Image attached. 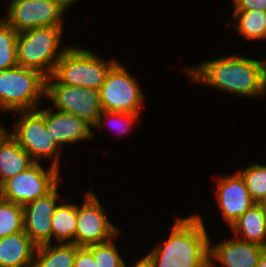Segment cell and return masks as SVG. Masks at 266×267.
Returning a JSON list of instances; mask_svg holds the SVG:
<instances>
[{"instance_id": "obj_1", "label": "cell", "mask_w": 266, "mask_h": 267, "mask_svg": "<svg viewBox=\"0 0 266 267\" xmlns=\"http://www.w3.org/2000/svg\"><path fill=\"white\" fill-rule=\"evenodd\" d=\"M193 82H203L232 94L253 97L266 92V61L241 56H223L187 68ZM265 91V92H264Z\"/></svg>"}, {"instance_id": "obj_2", "label": "cell", "mask_w": 266, "mask_h": 267, "mask_svg": "<svg viewBox=\"0 0 266 267\" xmlns=\"http://www.w3.org/2000/svg\"><path fill=\"white\" fill-rule=\"evenodd\" d=\"M203 219L199 215L178 218L170 236L149 254L153 267H209V243Z\"/></svg>"}, {"instance_id": "obj_3", "label": "cell", "mask_w": 266, "mask_h": 267, "mask_svg": "<svg viewBox=\"0 0 266 267\" xmlns=\"http://www.w3.org/2000/svg\"><path fill=\"white\" fill-rule=\"evenodd\" d=\"M62 26H47L18 33L17 62L19 66L35 69L46 77L53 74L64 50H59ZM58 52V53H57Z\"/></svg>"}, {"instance_id": "obj_4", "label": "cell", "mask_w": 266, "mask_h": 267, "mask_svg": "<svg viewBox=\"0 0 266 267\" xmlns=\"http://www.w3.org/2000/svg\"><path fill=\"white\" fill-rule=\"evenodd\" d=\"M46 76L22 66L0 70V110H37L38 101L45 96Z\"/></svg>"}, {"instance_id": "obj_5", "label": "cell", "mask_w": 266, "mask_h": 267, "mask_svg": "<svg viewBox=\"0 0 266 267\" xmlns=\"http://www.w3.org/2000/svg\"><path fill=\"white\" fill-rule=\"evenodd\" d=\"M117 61L105 62L90 50L67 47L58 60L52 79L60 84L99 91L110 68Z\"/></svg>"}, {"instance_id": "obj_6", "label": "cell", "mask_w": 266, "mask_h": 267, "mask_svg": "<svg viewBox=\"0 0 266 267\" xmlns=\"http://www.w3.org/2000/svg\"><path fill=\"white\" fill-rule=\"evenodd\" d=\"M20 120L14 125V133L10 134L25 149L35 162L42 158H53L52 166L60 170L61 148L51 139L49 130L45 128V108L32 111H17ZM60 148V149H59Z\"/></svg>"}, {"instance_id": "obj_7", "label": "cell", "mask_w": 266, "mask_h": 267, "mask_svg": "<svg viewBox=\"0 0 266 267\" xmlns=\"http://www.w3.org/2000/svg\"><path fill=\"white\" fill-rule=\"evenodd\" d=\"M52 75L46 77L45 96L52 101L56 110L78 116L91 127H95L103 108L99 91L76 86L60 84Z\"/></svg>"}, {"instance_id": "obj_8", "label": "cell", "mask_w": 266, "mask_h": 267, "mask_svg": "<svg viewBox=\"0 0 266 267\" xmlns=\"http://www.w3.org/2000/svg\"><path fill=\"white\" fill-rule=\"evenodd\" d=\"M59 181V169L49 166L45 171L39 162L18 173L0 186L1 198L20 206L51 192Z\"/></svg>"}, {"instance_id": "obj_9", "label": "cell", "mask_w": 266, "mask_h": 267, "mask_svg": "<svg viewBox=\"0 0 266 267\" xmlns=\"http://www.w3.org/2000/svg\"><path fill=\"white\" fill-rule=\"evenodd\" d=\"M99 96L103 110L110 112L139 114L144 101L138 83L118 61L108 71Z\"/></svg>"}, {"instance_id": "obj_10", "label": "cell", "mask_w": 266, "mask_h": 267, "mask_svg": "<svg viewBox=\"0 0 266 267\" xmlns=\"http://www.w3.org/2000/svg\"><path fill=\"white\" fill-rule=\"evenodd\" d=\"M67 11L55 0H12L8 14L2 17L18 33L47 26H63Z\"/></svg>"}, {"instance_id": "obj_11", "label": "cell", "mask_w": 266, "mask_h": 267, "mask_svg": "<svg viewBox=\"0 0 266 267\" xmlns=\"http://www.w3.org/2000/svg\"><path fill=\"white\" fill-rule=\"evenodd\" d=\"M84 197L82 206L77 205L76 245L87 247L115 238L118 228L107 219L96 195L90 191Z\"/></svg>"}, {"instance_id": "obj_12", "label": "cell", "mask_w": 266, "mask_h": 267, "mask_svg": "<svg viewBox=\"0 0 266 267\" xmlns=\"http://www.w3.org/2000/svg\"><path fill=\"white\" fill-rule=\"evenodd\" d=\"M58 185L47 195L37 198L23 206L24 232L37 245L51 243V218L57 206Z\"/></svg>"}, {"instance_id": "obj_13", "label": "cell", "mask_w": 266, "mask_h": 267, "mask_svg": "<svg viewBox=\"0 0 266 267\" xmlns=\"http://www.w3.org/2000/svg\"><path fill=\"white\" fill-rule=\"evenodd\" d=\"M217 186L216 196L223 219L231 226L255 202L246 188L244 179L238 172L228 177L225 176V178H219Z\"/></svg>"}, {"instance_id": "obj_14", "label": "cell", "mask_w": 266, "mask_h": 267, "mask_svg": "<svg viewBox=\"0 0 266 267\" xmlns=\"http://www.w3.org/2000/svg\"><path fill=\"white\" fill-rule=\"evenodd\" d=\"M266 247L253 242L239 240L236 236L228 241L209 243V267L217 261L225 267H257Z\"/></svg>"}, {"instance_id": "obj_15", "label": "cell", "mask_w": 266, "mask_h": 267, "mask_svg": "<svg viewBox=\"0 0 266 267\" xmlns=\"http://www.w3.org/2000/svg\"><path fill=\"white\" fill-rule=\"evenodd\" d=\"M45 128L58 147L94 137L92 127L83 119L59 110L53 112L50 107L45 109Z\"/></svg>"}, {"instance_id": "obj_16", "label": "cell", "mask_w": 266, "mask_h": 267, "mask_svg": "<svg viewBox=\"0 0 266 267\" xmlns=\"http://www.w3.org/2000/svg\"><path fill=\"white\" fill-rule=\"evenodd\" d=\"M36 248L24 230L0 238V267H32Z\"/></svg>"}, {"instance_id": "obj_17", "label": "cell", "mask_w": 266, "mask_h": 267, "mask_svg": "<svg viewBox=\"0 0 266 267\" xmlns=\"http://www.w3.org/2000/svg\"><path fill=\"white\" fill-rule=\"evenodd\" d=\"M34 163L29 153L7 133L0 141V186Z\"/></svg>"}, {"instance_id": "obj_18", "label": "cell", "mask_w": 266, "mask_h": 267, "mask_svg": "<svg viewBox=\"0 0 266 267\" xmlns=\"http://www.w3.org/2000/svg\"><path fill=\"white\" fill-rule=\"evenodd\" d=\"M230 227L237 238L266 247V206L255 203Z\"/></svg>"}, {"instance_id": "obj_19", "label": "cell", "mask_w": 266, "mask_h": 267, "mask_svg": "<svg viewBox=\"0 0 266 267\" xmlns=\"http://www.w3.org/2000/svg\"><path fill=\"white\" fill-rule=\"evenodd\" d=\"M52 243L37 246L32 267H73L76 257L74 243Z\"/></svg>"}, {"instance_id": "obj_20", "label": "cell", "mask_w": 266, "mask_h": 267, "mask_svg": "<svg viewBox=\"0 0 266 267\" xmlns=\"http://www.w3.org/2000/svg\"><path fill=\"white\" fill-rule=\"evenodd\" d=\"M76 221L77 205L71 203L57 205L51 218L52 239L55 237L57 243L76 245Z\"/></svg>"}, {"instance_id": "obj_21", "label": "cell", "mask_w": 266, "mask_h": 267, "mask_svg": "<svg viewBox=\"0 0 266 267\" xmlns=\"http://www.w3.org/2000/svg\"><path fill=\"white\" fill-rule=\"evenodd\" d=\"M236 28L246 40L265 39L266 12L261 10L234 11Z\"/></svg>"}, {"instance_id": "obj_22", "label": "cell", "mask_w": 266, "mask_h": 267, "mask_svg": "<svg viewBox=\"0 0 266 267\" xmlns=\"http://www.w3.org/2000/svg\"><path fill=\"white\" fill-rule=\"evenodd\" d=\"M23 230V206L0 198V238H4Z\"/></svg>"}, {"instance_id": "obj_23", "label": "cell", "mask_w": 266, "mask_h": 267, "mask_svg": "<svg viewBox=\"0 0 266 267\" xmlns=\"http://www.w3.org/2000/svg\"><path fill=\"white\" fill-rule=\"evenodd\" d=\"M18 32L3 18L0 20V70L18 66L17 62Z\"/></svg>"}, {"instance_id": "obj_24", "label": "cell", "mask_w": 266, "mask_h": 267, "mask_svg": "<svg viewBox=\"0 0 266 267\" xmlns=\"http://www.w3.org/2000/svg\"><path fill=\"white\" fill-rule=\"evenodd\" d=\"M238 173L244 179L246 188L253 201L265 206L266 166L253 164L247 166L243 171H238Z\"/></svg>"}, {"instance_id": "obj_25", "label": "cell", "mask_w": 266, "mask_h": 267, "mask_svg": "<svg viewBox=\"0 0 266 267\" xmlns=\"http://www.w3.org/2000/svg\"><path fill=\"white\" fill-rule=\"evenodd\" d=\"M113 239L86 247L92 253L96 267H124L125 262L120 257Z\"/></svg>"}, {"instance_id": "obj_26", "label": "cell", "mask_w": 266, "mask_h": 267, "mask_svg": "<svg viewBox=\"0 0 266 267\" xmlns=\"http://www.w3.org/2000/svg\"><path fill=\"white\" fill-rule=\"evenodd\" d=\"M107 117V119L111 120V122L114 120L120 124L121 126L119 129L121 130V134L128 132L129 128L135 124L134 122L137 121V118L139 116L138 113H130V112H110V111H105L103 110L101 117L99 118L97 124L95 125L94 128H98L99 130L103 126L102 124V118ZM112 118V119H111ZM113 121V122H114ZM117 123V124H118ZM124 123V125H123Z\"/></svg>"}, {"instance_id": "obj_27", "label": "cell", "mask_w": 266, "mask_h": 267, "mask_svg": "<svg viewBox=\"0 0 266 267\" xmlns=\"http://www.w3.org/2000/svg\"><path fill=\"white\" fill-rule=\"evenodd\" d=\"M73 267H96L92 253L86 247L76 245V257Z\"/></svg>"}, {"instance_id": "obj_28", "label": "cell", "mask_w": 266, "mask_h": 267, "mask_svg": "<svg viewBox=\"0 0 266 267\" xmlns=\"http://www.w3.org/2000/svg\"><path fill=\"white\" fill-rule=\"evenodd\" d=\"M234 11L261 10L266 12V0H233Z\"/></svg>"}, {"instance_id": "obj_29", "label": "cell", "mask_w": 266, "mask_h": 267, "mask_svg": "<svg viewBox=\"0 0 266 267\" xmlns=\"http://www.w3.org/2000/svg\"><path fill=\"white\" fill-rule=\"evenodd\" d=\"M124 267H127L126 264H124ZM132 267H153L151 262L147 259L146 256L141 258V260L137 261L136 265Z\"/></svg>"}, {"instance_id": "obj_30", "label": "cell", "mask_w": 266, "mask_h": 267, "mask_svg": "<svg viewBox=\"0 0 266 267\" xmlns=\"http://www.w3.org/2000/svg\"><path fill=\"white\" fill-rule=\"evenodd\" d=\"M257 267H266V249L262 252Z\"/></svg>"}, {"instance_id": "obj_31", "label": "cell", "mask_w": 266, "mask_h": 267, "mask_svg": "<svg viewBox=\"0 0 266 267\" xmlns=\"http://www.w3.org/2000/svg\"><path fill=\"white\" fill-rule=\"evenodd\" d=\"M55 1L59 2L63 7L68 9L69 6H71V4H73V2L75 3L77 0H55Z\"/></svg>"}, {"instance_id": "obj_32", "label": "cell", "mask_w": 266, "mask_h": 267, "mask_svg": "<svg viewBox=\"0 0 266 267\" xmlns=\"http://www.w3.org/2000/svg\"><path fill=\"white\" fill-rule=\"evenodd\" d=\"M6 130H7L6 128L1 127L0 125V141L8 133V131Z\"/></svg>"}]
</instances>
